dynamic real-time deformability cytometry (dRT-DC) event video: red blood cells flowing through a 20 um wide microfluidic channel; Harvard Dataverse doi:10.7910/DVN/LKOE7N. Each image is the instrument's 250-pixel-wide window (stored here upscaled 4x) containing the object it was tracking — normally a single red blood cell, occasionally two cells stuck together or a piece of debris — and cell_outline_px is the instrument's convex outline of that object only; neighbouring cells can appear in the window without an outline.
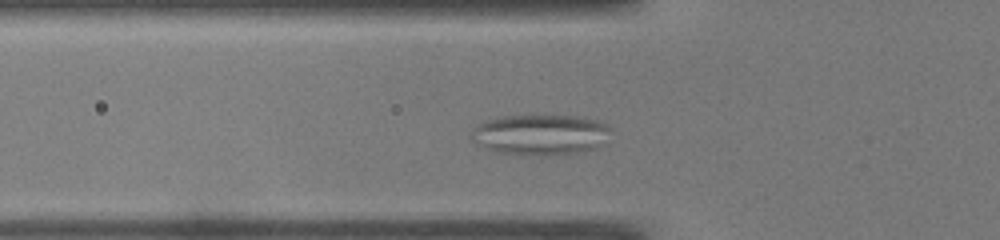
{"species": "common noctule bat (a hibernating species)", "species_latin": "Nyctalus noctula", "temperature_condition": "warm", "stored_images_in_passage": 38, "camera_frame_rate_fps": 3000, "um_per_image_px": 0.085, "animal": {"sex": "male", "body_mass_g": 19.0, "forearm_length_mm": 50.8}, "frame": {"image": 1, "passage_image": 8, "time_ms": 2.333, "image_size_px": [1000, 240], "cell_outline_px": [[608, 128], [596, 148], [576, 152], [540, 156], [496, 152], [476, 144], [472, 140], [472, 132], [480, 124], [496, 116], [584, 116], [596, 120], [604, 124]], "centroid_in_image_um": [45.84, 11.44], "position_along_channel_um": 80.0, "area_um2": 32.19}}
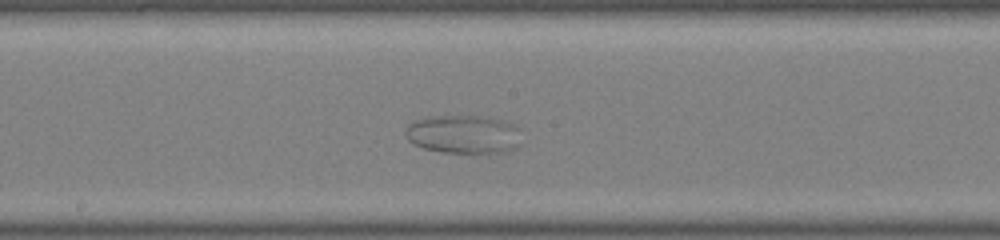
{"frame": {"image": 2, "passage_image": 18, "time_ms": 5.667, "image_size_px": [1000, 240], "cell_outline_px": [[516, 148], [508, 152], [444, 152], [424, 148], [412, 144], [408, 140], [404, 132], [408, 124], [416, 120], [432, 116], [480, 116], [512, 124], [516, 128]], "centroid_in_image_um": [39.28, 11.42], "position_along_channel_um": 208.9, "area_um2": 25.32}}
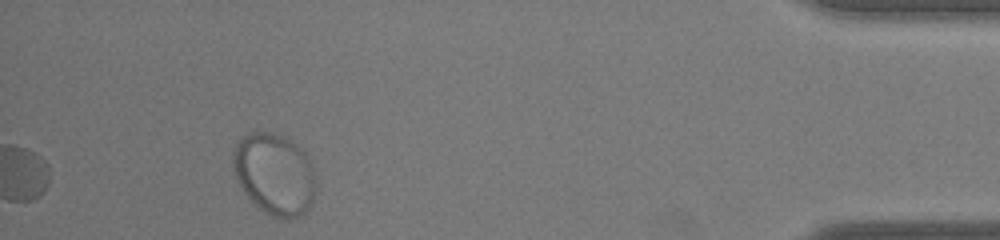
{"frame": {"image": 3, "passage_image": 38, "time_ms": 12.333, "image_size_px": [1000, 240], "cell_outline_px": [[316, 192], [308, 208], [300, 216], [292, 220], [288, 220], [272, 216], [264, 212], [244, 192], [236, 176], [232, 164], [232, 160], [236, 144], [248, 132], [276, 132], [292, 140], [312, 160], [316, 180]], "centroid_in_image_um": [23.37, 14.79], "position_along_channel_um": 411.8, "area_um2": 39.71}}